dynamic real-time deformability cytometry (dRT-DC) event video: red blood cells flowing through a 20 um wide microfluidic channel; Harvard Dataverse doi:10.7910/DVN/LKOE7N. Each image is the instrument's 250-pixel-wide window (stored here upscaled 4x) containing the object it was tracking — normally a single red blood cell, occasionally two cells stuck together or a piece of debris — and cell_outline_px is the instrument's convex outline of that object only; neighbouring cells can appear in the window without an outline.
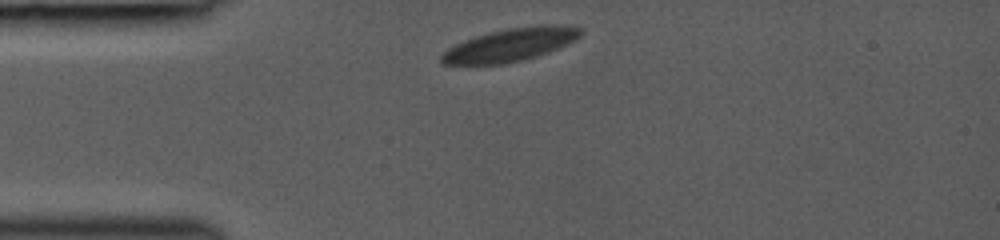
{"species": "common noctule bat (a hibernating species)", "species_latin": "Nyctalus noctula", "temperature_condition": "room temperature", "stored_images_in_passage": 20, "camera_frame_rate_fps": 3000, "um_per_image_px": 0.085, "animal": {"sex": "female", "body_mass_g": 19.0, "forearm_length_mm": 53.3}, "frame": {"image": 1, "passage_image": 1, "time_ms": 0.0, "image_size_px": [1000, 240], "cell_outline_px": [[580, 36], [576, 40], [568, 44], [548, 52], [524, 60], [504, 64], [440, 64], [440, 56], [448, 48], [464, 40], [488, 32], [508, 28], [536, 24], [552, 24], [580, 28]], "centroid_in_image_um": [43.37, 3.8], "position_along_channel_um": 41.6, "area_um2": 26.76}}
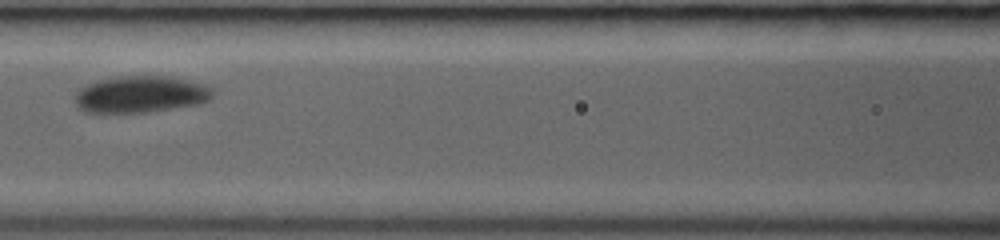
{"frame": {"image": 2, "passage_image": 9, "time_ms": 3.333, "image_size_px": [1000, 240], "cell_outline_px": [[212, 96], [208, 100], [200, 104], [144, 112], [84, 112], [76, 104], [76, 92], [80, 88], [88, 84], [100, 80], [120, 76], [168, 76], [188, 80], [204, 84], [212, 88]], "centroid_in_image_um": [11.97, 8.01], "position_along_channel_um": 154.6, "area_um2": 29.19}}
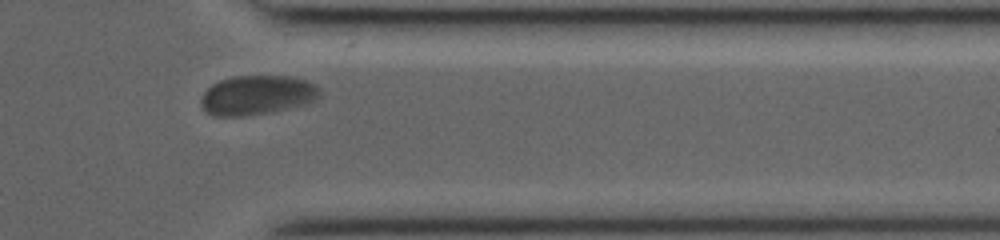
{"frame": {"image": 3, "passage_image": 19, "time_ms": 9.0, "image_size_px": [1000, 240], "cell_outline_px": [[320, 96], [308, 104], [268, 112], [244, 116], [212, 116], [204, 112], [200, 104], [200, 100], [204, 92], [212, 84], [220, 80], [232, 76], [288, 76], [308, 80], [316, 84], [320, 88]], "centroid_in_image_um": [21.84, 8.08], "position_along_channel_um": 389.6, "area_um2": 27.57}}